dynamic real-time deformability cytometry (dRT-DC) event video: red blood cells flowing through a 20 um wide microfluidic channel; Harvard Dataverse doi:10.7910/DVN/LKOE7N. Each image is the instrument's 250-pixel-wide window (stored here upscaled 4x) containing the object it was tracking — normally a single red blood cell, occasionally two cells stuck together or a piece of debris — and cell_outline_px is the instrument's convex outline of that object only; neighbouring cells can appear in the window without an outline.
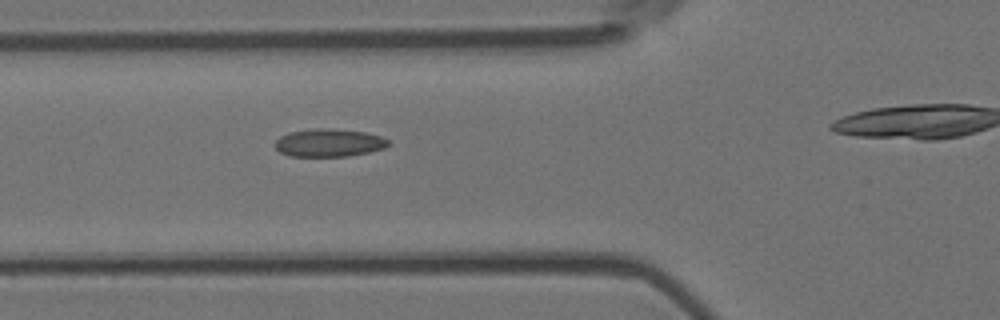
{"species": "Egyptian fruit bat (a non-hibernating species)", "species_latin": "Rousettus aegyptiacus", "temperature_condition": "room temperature", "stored_images_in_passage": 5, "camera_frame_rate_fps": 3000, "um_per_image_px": 0.085, "animal": {"sex": "female"}, "frame": {"image": 1, "passage_image": 4, "time_ms": 1.0, "image_size_px": [1000, 320], "cell_outline_px": [[392, 144], [384, 148], [368, 152], [348, 156], [288, 156], [280, 152], [276, 148], [276, 140], [280, 136], [288, 132], [312, 128], [332, 128], [364, 132], [380, 136], [388, 140]], "centroid_in_image_um": [27.96, 12.13], "position_along_channel_um": 97.8, "area_um2": 18.5}}